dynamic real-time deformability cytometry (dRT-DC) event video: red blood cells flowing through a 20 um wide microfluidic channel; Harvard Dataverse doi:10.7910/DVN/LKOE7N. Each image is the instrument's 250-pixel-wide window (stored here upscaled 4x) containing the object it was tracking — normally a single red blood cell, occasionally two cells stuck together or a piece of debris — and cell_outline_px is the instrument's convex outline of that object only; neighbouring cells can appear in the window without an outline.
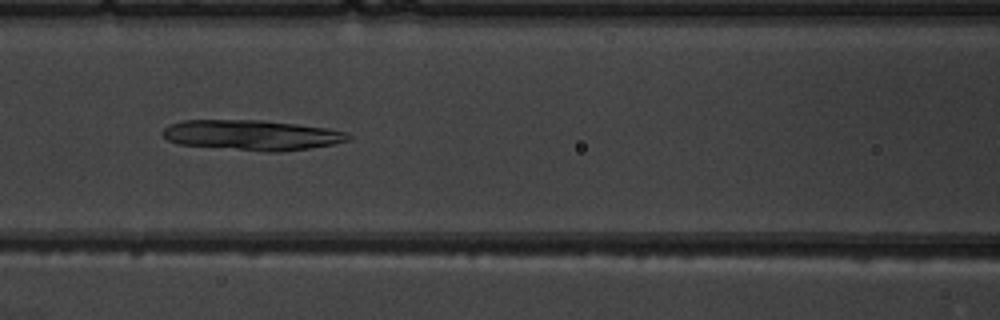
{"species": "common noctule bat (a hibernating species)", "species_latin": "Nyctalus noctula", "temperature_condition": "warm", "stored_images_in_passage": 5, "camera_frame_rate_fps": 3000, "um_per_image_px": 0.085, "animal": {"sex": "male", "body_mass_g": 19.5, "forearm_length_mm": 54.6}, "frame": {"image": 1, "passage_image": 3, "time_ms": 2.0, "image_size_px": [1000, 320], "cell_outline_px": [[352, 136], [348, 140], [332, 144], [308, 148], [280, 152], [276, 152], [180, 144], [168, 140], [160, 132], [168, 124], [180, 120], [264, 120], [328, 128], [348, 132]], "centroid_in_image_um": [21.4, 11.46], "position_along_channel_um": 145.2, "area_um2": 32.48}}
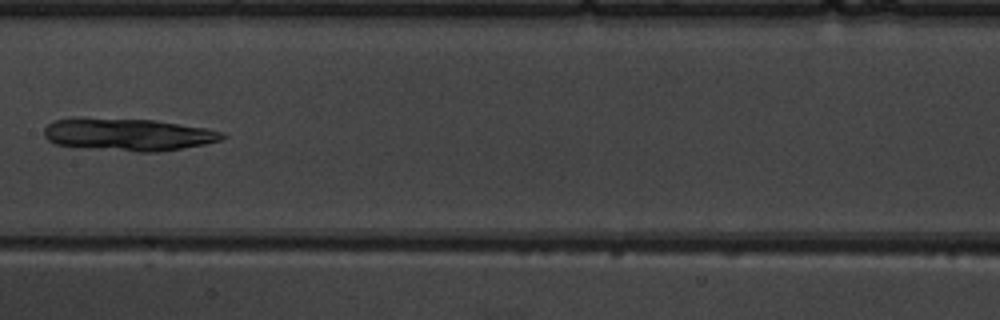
{"frame": {"image": 2, "passage_image": 4, "time_ms": 3.333, "image_size_px": [1000, 320], "cell_outline_px": [[228, 136], [220, 140], [204, 144], [156, 152], [136, 152], [56, 144], [48, 140], [44, 136], [44, 128], [52, 120], [80, 116], [84, 116], [152, 120], [208, 128], [224, 132]], "centroid_in_image_um": [10.86, 11.4], "position_along_channel_um": 196.5, "area_um2": 33.99}}
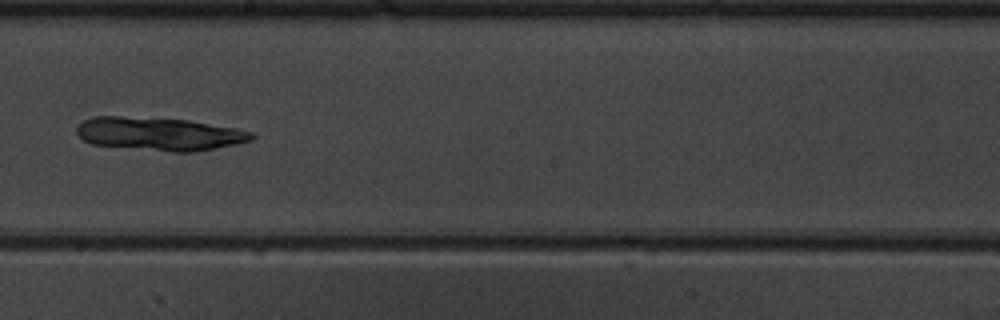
{"frame": {"image": 3, "passage_image": 5, "time_ms": 4.333, "image_size_px": [1000, 320], "cell_outline_px": [[256, 136], [252, 140], [236, 144], [196, 152], [172, 152], [92, 144], [84, 140], [76, 132], [76, 128], [84, 120], [92, 116], [120, 116], [188, 120], [236, 128], [252, 132]], "centroid_in_image_um": [13.56, 11.38], "position_along_channel_um": 234.6, "area_um2": 33.81}}